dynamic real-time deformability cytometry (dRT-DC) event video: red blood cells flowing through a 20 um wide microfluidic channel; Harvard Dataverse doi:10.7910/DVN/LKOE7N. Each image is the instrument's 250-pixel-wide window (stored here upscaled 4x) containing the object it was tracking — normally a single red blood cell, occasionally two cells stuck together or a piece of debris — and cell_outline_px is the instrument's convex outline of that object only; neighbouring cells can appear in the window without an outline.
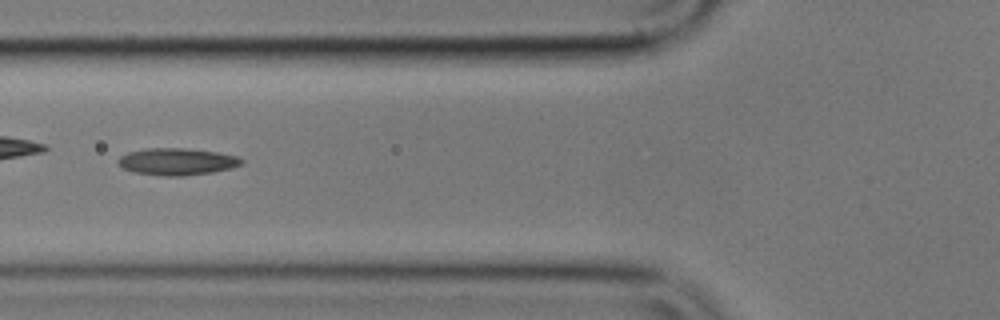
{"species": "common noctule bat (a hibernating species)", "species_latin": "Nyctalus noctula", "temperature_condition": "cold", "stored_images_in_passage": 47, "camera_frame_rate_fps": 3000, "um_per_image_px": 0.085, "animal": {"sex": "male", "body_mass_g": 17.9}, "frame": {"image": 1, "passage_image": 14, "time_ms": 4.333, "image_size_px": [1000, 320], "cell_outline_px": [[244, 164], [232, 168], [212, 172], [184, 176], [160, 176], [132, 172], [120, 168], [116, 160], [120, 156], [128, 152], [144, 148], [180, 148], [216, 152], [236, 156], [244, 160]], "centroid_in_image_um": [14.99, 13.75], "position_along_channel_um": 110.8, "area_um2": 19.65}, "authors_computed_cell_mechanics": {"area_um2": 18.7272, "velocity_mm_per_s": 3.6081, "shape_relaxation_time_tau1_ms": 6.6951, "shape_relaxation_time_tau2_ms": 7.1671, "deformation_change_tau1": 0.1509, "deformation_change_tau2": 0.1737}}